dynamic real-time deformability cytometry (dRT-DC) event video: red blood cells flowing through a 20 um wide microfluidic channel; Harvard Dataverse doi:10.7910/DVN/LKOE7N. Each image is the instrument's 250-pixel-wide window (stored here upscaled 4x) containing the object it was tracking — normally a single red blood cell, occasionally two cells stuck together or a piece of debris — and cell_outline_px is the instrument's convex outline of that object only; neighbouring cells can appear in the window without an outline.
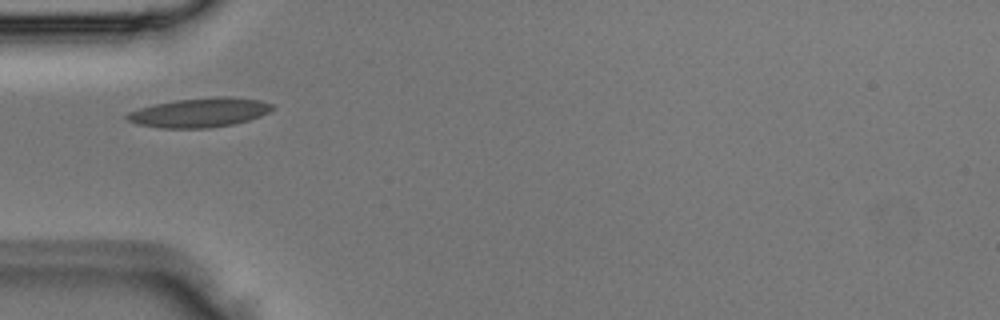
{"species": "Egyptian fruit bat (a non-hibernating species)", "species_latin": "Rousettus aegyptiacus", "temperature_condition": "room temperature", "stored_images_in_passage": 1, "camera_frame_rate_fps": 3000, "um_per_image_px": 0.085, "animal": {"sex": "male"}, "frame": {"image": 1, "passage_image": 1, "time_ms": 0.0, "image_size_px": [1000, 320], "cell_outline_px": [[272, 108], [268, 112], [260, 116], [248, 120], [232, 124], [208, 128], [164, 128], [136, 124], [128, 120], [124, 116], [128, 112], [152, 104], [176, 100], [220, 96], [228, 96], [260, 100], [272, 104]], "centroid_in_image_um": [16.93, 9.56], "position_along_channel_um": 68.1, "area_um2": 24.68}}